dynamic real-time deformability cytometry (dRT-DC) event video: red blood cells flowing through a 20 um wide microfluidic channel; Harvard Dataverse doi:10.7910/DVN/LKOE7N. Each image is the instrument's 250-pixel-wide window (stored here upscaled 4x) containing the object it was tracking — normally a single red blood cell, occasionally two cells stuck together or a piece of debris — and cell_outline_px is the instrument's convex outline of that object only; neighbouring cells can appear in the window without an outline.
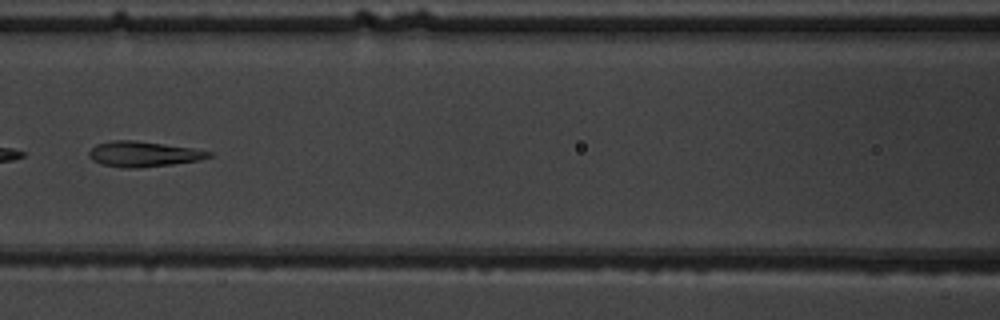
{"species": "common noctule bat (a hibernating species)", "species_latin": "Nyctalus noctula", "temperature_condition": "warm", "stored_images_in_passage": 8, "camera_frame_rate_fps": 3000, "um_per_image_px": 0.085, "animal": {"sex": "male", "body_mass_g": 19.5, "forearm_length_mm": 54.6}, "frame": {"image": 1, "passage_image": 6, "time_ms": 7.0, "image_size_px": [1000, 320], "cell_outline_px": [[212, 156], [200, 160], [172, 164], [140, 168], [120, 168], [104, 164], [92, 160], [88, 156], [88, 152], [96, 144], [112, 140], [132, 140], [164, 144], [192, 148], [212, 152]], "centroid_in_image_um": [12.17, 13.1], "position_along_channel_um": 154.4, "area_um2": 17.69}}
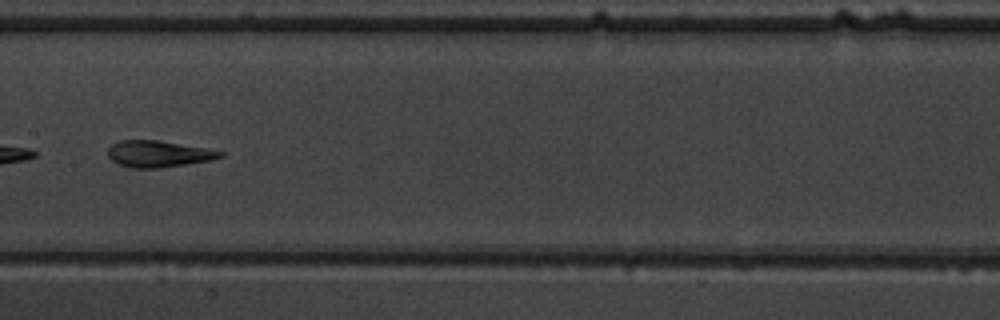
{"frame": {"image": 2, "passage_image": 7, "time_ms": 8.0, "image_size_px": [1000, 320], "cell_outline_px": [[224, 156], [212, 160], [156, 168], [128, 168], [116, 164], [108, 156], [108, 148], [112, 144], [120, 140], [160, 140], [204, 148], [224, 152]], "centroid_in_image_um": [13.42, 13.08], "position_along_channel_um": 194.0, "area_um2": 17.34}}
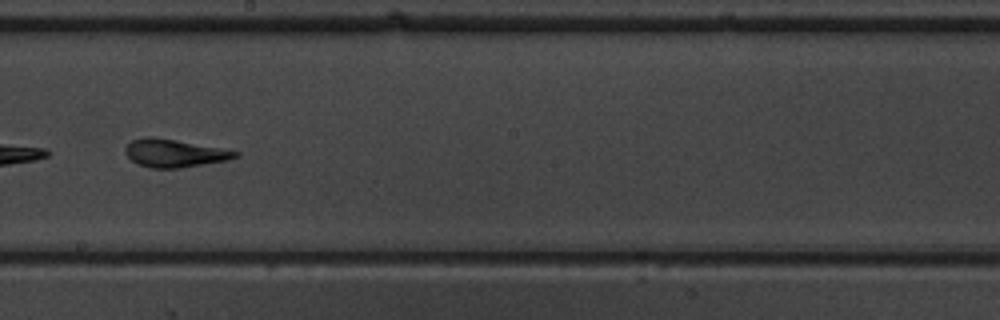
{"frame": {"image": 3, "passage_image": 8, "time_ms": 9.0, "image_size_px": [1000, 320], "cell_outline_px": [[240, 156], [228, 160], [180, 168], [148, 168], [132, 160], [124, 152], [124, 148], [132, 140], [144, 136], [152, 136], [176, 140], [240, 152]], "centroid_in_image_um": [14.8, 13.02], "position_along_channel_um": 233.4, "area_um2": 17.8}}